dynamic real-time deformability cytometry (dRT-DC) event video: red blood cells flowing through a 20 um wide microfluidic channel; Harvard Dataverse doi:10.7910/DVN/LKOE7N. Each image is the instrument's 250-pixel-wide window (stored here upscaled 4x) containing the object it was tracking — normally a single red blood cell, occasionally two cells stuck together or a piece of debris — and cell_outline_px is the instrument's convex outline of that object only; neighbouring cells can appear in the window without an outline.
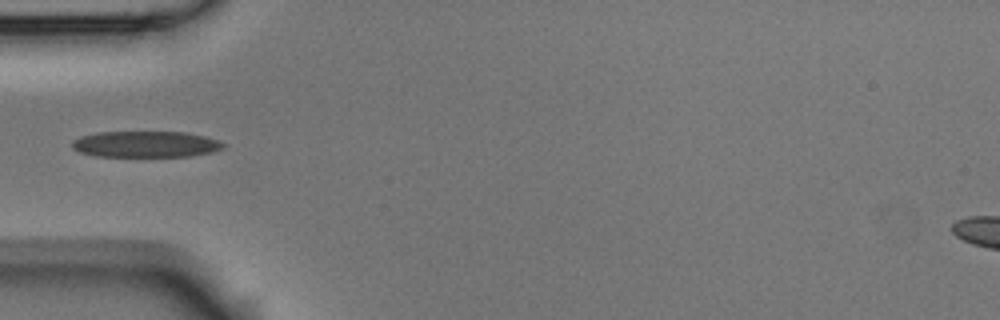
{"species": "Egyptian fruit bat (a non-hibernating species)", "species_latin": "Rousettus aegyptiacus", "temperature_condition": "room temperature", "stored_images_in_passage": 37, "camera_frame_rate_fps": 3000, "um_per_image_px": 0.085, "animal": {"sex": "male"}, "frame": {"image": 1, "passage_image": 1, "time_ms": 0.0, "image_size_px": [1000, 320], "cell_outline_px": [[228, 144], [224, 148], [212, 152], [192, 156], [92, 156], [80, 152], [72, 148], [72, 140], [80, 136], [96, 132], [184, 132], [204, 136]], "centroid_in_image_um": [12.37, 12.26], "position_along_channel_um": 72.6, "area_um2": 23.18}}
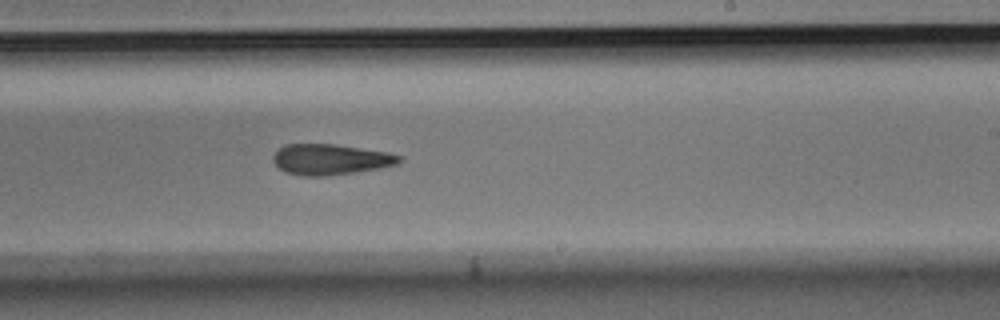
{"frame": {"image": 2, "passage_image": 16, "time_ms": 5.0, "image_size_px": [1000, 320], "cell_outline_px": [[400, 160], [396, 164], [380, 168], [328, 176], [304, 176], [284, 172], [272, 160], [272, 156], [284, 144], [336, 144], [388, 152], [400, 156]], "centroid_in_image_um": [28.06, 13.55], "position_along_channel_um": 260.9, "area_um2": 22.48}}
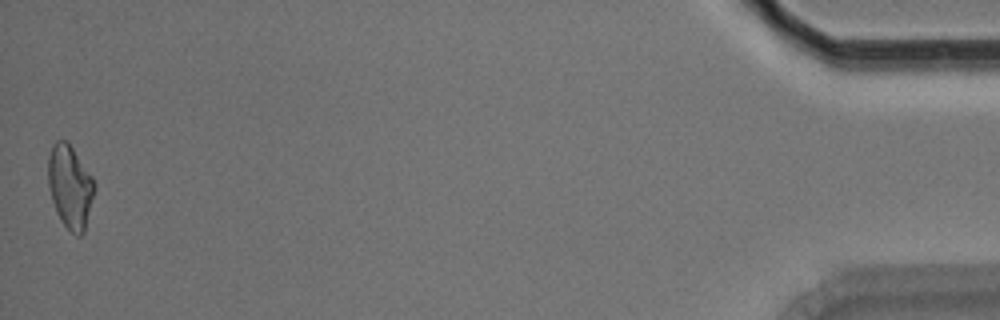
{"frame": {"image": 3, "passage_image": 37, "time_ms": 12.0, "image_size_px": [1000, 320], "cell_outline_px": [[96, 188], [84, 232], [80, 236], [76, 236], [60, 220], [56, 212], [48, 188], [48, 156], [52, 144], [56, 140], [68, 140], [92, 176], [96, 184]], "centroid_in_image_um": [5.96, 15.84], "position_along_channel_um": 429.2, "area_um2": 22.77}}